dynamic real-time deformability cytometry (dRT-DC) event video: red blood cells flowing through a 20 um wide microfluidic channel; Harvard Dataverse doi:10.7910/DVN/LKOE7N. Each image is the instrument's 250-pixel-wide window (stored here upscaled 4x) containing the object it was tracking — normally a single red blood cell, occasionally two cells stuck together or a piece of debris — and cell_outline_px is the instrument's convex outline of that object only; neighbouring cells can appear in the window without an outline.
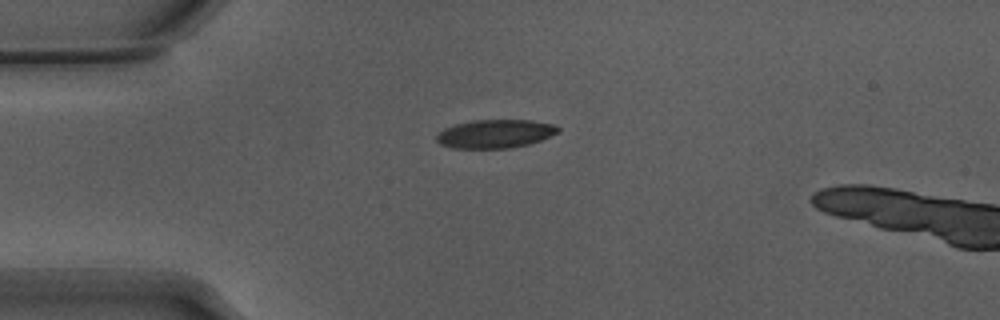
{"species": "Egyptian fruit bat (a non-hibernating species)", "species_latin": "Rousettus aegyptiacus", "temperature_condition": "warm", "stored_images_in_passage": 4, "camera_frame_rate_fps": 3000, "um_per_image_px": 0.085, "animal": {"sex": "male"}, "frame": {"image": 1, "passage_image": 1, "time_ms": 0.0, "image_size_px": [1000, 320], "cell_outline_px": [[560, 132], [540, 140], [528, 144], [512, 148], [452, 148], [440, 144], [436, 140], [436, 136], [444, 128], [456, 124], [472, 120], [532, 120], [552, 124], [560, 128]], "centroid_in_image_um": [42.09, 11.37], "position_along_channel_um": 42.9, "area_um2": 20.17}}